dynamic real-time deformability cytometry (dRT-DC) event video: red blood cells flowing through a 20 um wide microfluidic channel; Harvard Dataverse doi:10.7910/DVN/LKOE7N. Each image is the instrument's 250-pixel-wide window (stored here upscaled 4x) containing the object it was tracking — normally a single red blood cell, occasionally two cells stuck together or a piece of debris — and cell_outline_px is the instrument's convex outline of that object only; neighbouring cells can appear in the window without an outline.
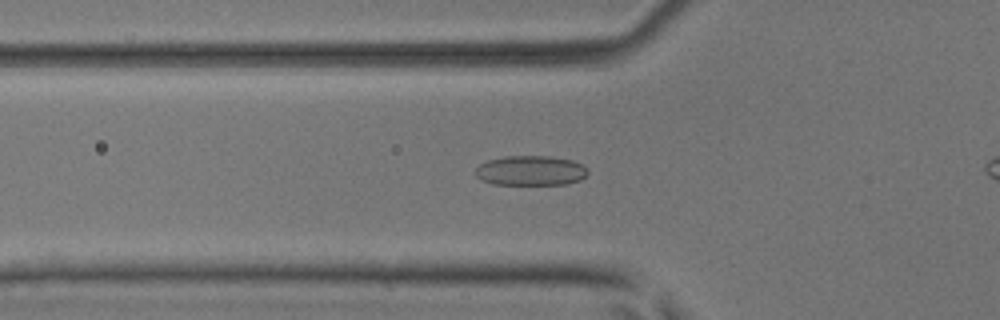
{"species": "common noctule bat (a hibernating species)", "species_latin": "Nyctalus noctula", "temperature_condition": "room temperature", "stored_images_in_passage": 42, "camera_frame_rate_fps": 3000, "um_per_image_px": 0.085, "animal": {"sex": "male", "body_mass_g": 17.9, "forearm_length_mm": 54.2}, "frame": {"image": 1, "passage_image": 15, "time_ms": 4.667, "image_size_px": [1000, 320], "cell_outline_px": [[588, 172], [580, 180], [564, 184], [492, 184], [480, 180], [476, 176], [476, 168], [480, 164], [488, 160], [504, 156], [548, 156], [572, 160], [580, 164]], "centroid_in_image_um": [45.05, 14.5], "position_along_channel_um": 80.7, "area_um2": 19.36}}
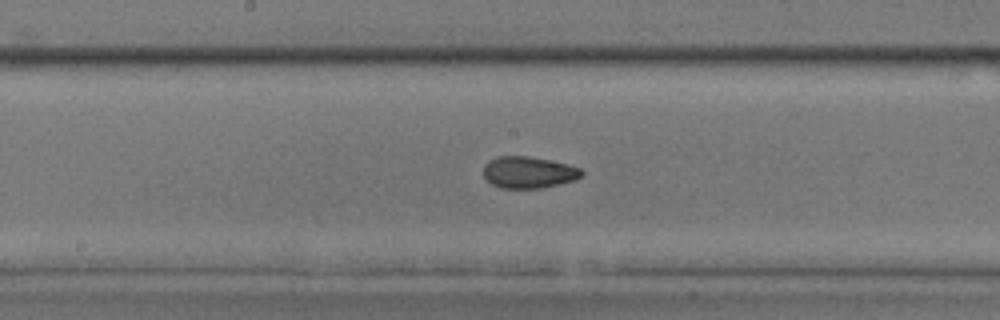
{"frame": {"image": 2, "passage_image": 24, "time_ms": 7.667, "image_size_px": [1000, 320], "cell_outline_px": [[584, 172], [576, 180], [540, 188], [500, 188], [492, 184], [484, 176], [484, 164], [488, 160], [496, 156], [528, 156], [568, 164], [580, 168]], "centroid_in_image_um": [44.91, 14.64], "position_along_channel_um": 203.3, "area_um2": 18.09}}
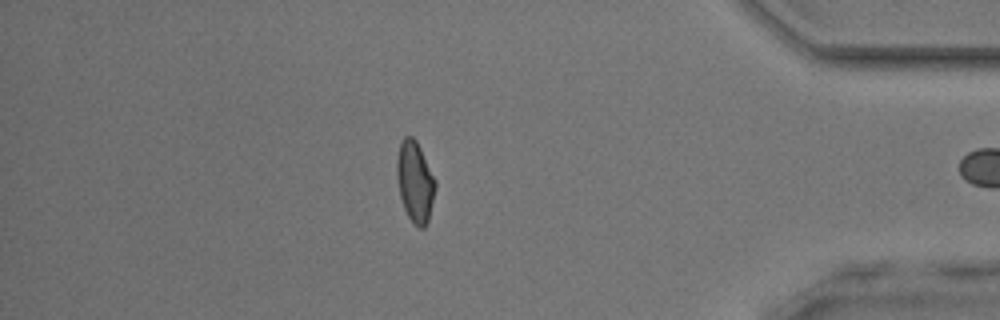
{"frame": {"image": 3, "passage_image": 41, "time_ms": 13.333, "image_size_px": [1000, 320], "cell_outline_px": [[436, 188], [428, 220], [424, 228], [420, 228], [408, 216], [404, 208], [400, 196], [396, 176], [396, 160], [400, 140], [404, 136], [412, 136], [416, 140], [436, 180]], "centroid_in_image_um": [35.26, 15.4], "position_along_channel_um": 399.9, "area_um2": 18.15}}